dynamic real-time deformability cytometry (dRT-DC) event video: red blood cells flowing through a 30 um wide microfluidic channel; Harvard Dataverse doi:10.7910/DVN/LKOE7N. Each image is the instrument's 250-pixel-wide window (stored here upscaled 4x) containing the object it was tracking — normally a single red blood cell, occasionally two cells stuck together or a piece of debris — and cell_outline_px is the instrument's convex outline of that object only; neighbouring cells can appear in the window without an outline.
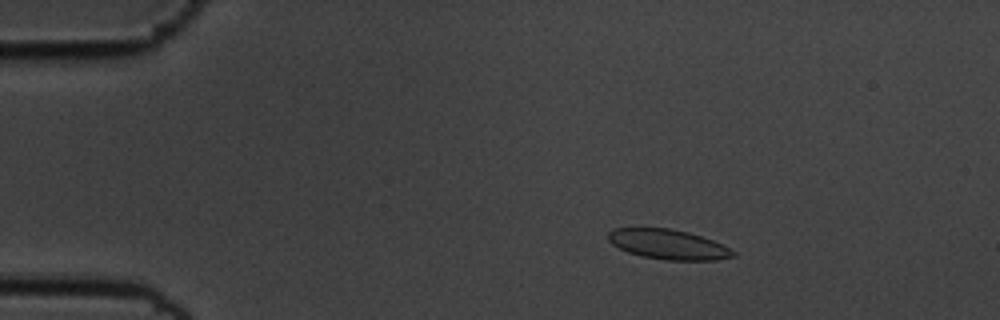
{"species": "common noctule bat (a hibernating species)", "species_latin": "Nyctalus noctula", "temperature_condition": "cold", "stored_images_in_passage": 57, "camera_frame_rate_fps": 3000, "um_per_image_px": 0.085, "animal": {"sex": "male", "body_mass_g": 19.5, "forearm_length_mm": 54.6}, "frame": {"image": 1, "passage_image": 10, "time_ms": 3.0, "image_size_px": [1000, 320], "cell_outline_px": [[736, 256], [716, 260], [668, 260], [640, 256], [628, 252], [612, 244], [608, 240], [608, 232], [616, 228], [640, 224], [672, 228], [688, 232], [712, 240], [736, 252]], "centroid_in_image_um": [56.71, 20.72], "position_along_channel_um": 28.3, "area_um2": 22.43}}
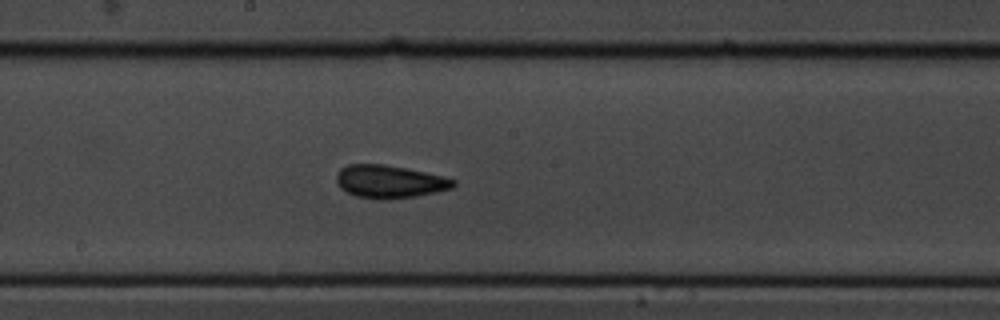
{"frame": {"image": 2, "passage_image": 31, "time_ms": 10.0, "image_size_px": [1000, 320], "cell_outline_px": [[456, 184], [452, 188], [436, 192], [416, 196], [384, 200], [380, 200], [356, 196], [340, 188], [336, 180], [336, 176], [340, 168], [348, 164], [384, 164], [408, 168], [444, 176], [456, 180]], "centroid_in_image_um": [33.12, 15.43], "position_along_channel_um": 215.1, "area_um2": 22.6}}
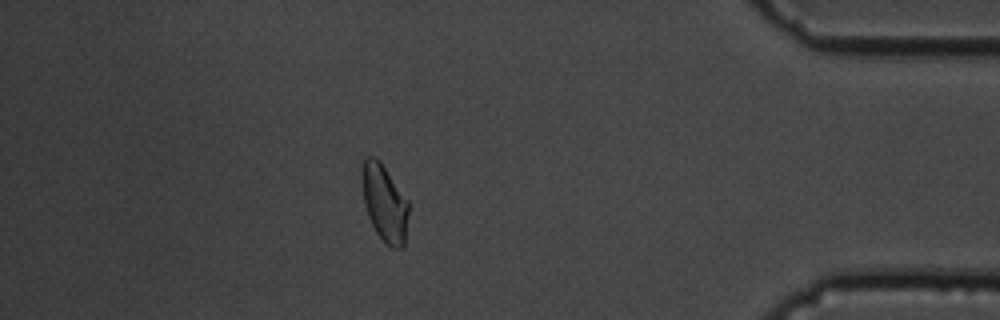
{"frame": {"image": 3, "passage_image": 50, "time_ms": 16.333, "image_size_px": [1000, 320], "cell_outline_px": [[408, 212], [404, 248], [392, 248], [376, 232], [368, 216], [364, 204], [360, 180], [360, 172], [364, 160], [368, 156], [376, 156], [380, 160], [408, 200]], "centroid_in_image_um": [32.66, 17.2], "position_along_channel_um": 402.5, "area_um2": 21.1}, "authors_computed_cell_mechanics": {"area_um2": 21.386, "velocity_mm_per_s": 3.5641, "shape_relaxation_time_tau1_ms": 6.0696, "shape_relaxation_time_tau2_ms": 1.6011, "deformation_change_tau1": 0.1238, "deformation_change_tau2": 0.055}}